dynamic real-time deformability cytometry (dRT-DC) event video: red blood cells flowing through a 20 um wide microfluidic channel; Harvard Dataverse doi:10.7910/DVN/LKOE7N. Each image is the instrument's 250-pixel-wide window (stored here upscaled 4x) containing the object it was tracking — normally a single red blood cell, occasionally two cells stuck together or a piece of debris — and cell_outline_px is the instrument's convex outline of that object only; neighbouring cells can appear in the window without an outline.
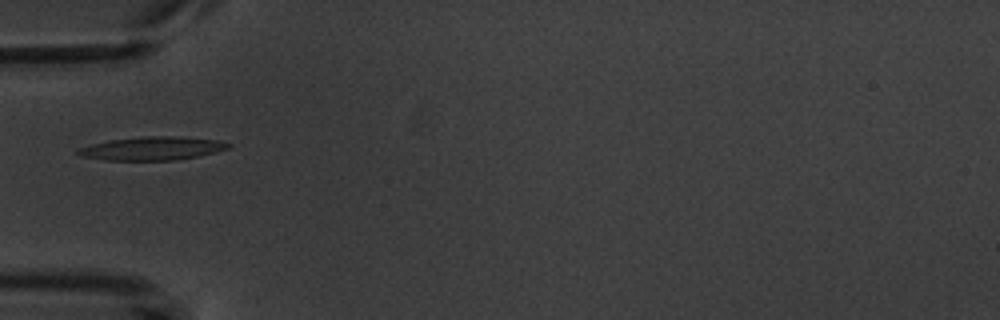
{"species": "common noctule bat (a hibernating species)", "species_latin": "Nyctalus noctula", "temperature_condition": "warm", "stored_images_in_passage": 12, "camera_frame_rate_fps": 3000, "um_per_image_px": 0.085, "animal": {"sex": "male", "body_mass_g": 20.1, "forearm_length_mm": 53.5}, "frame": {"image": 1, "passage_image": 3, "time_ms": 4.0, "image_size_px": [1000, 320], "cell_outline_px": [[232, 148], [216, 152], [196, 156], [172, 160], [104, 160], [80, 156], [76, 152], [76, 148], [108, 140], [144, 136], [172, 136], [220, 140], [232, 144]], "centroid_in_image_um": [12.93, 12.61], "position_along_channel_um": 72.1, "area_um2": 20.58}, "authors_computed_cell_mechanics": {"area_um2": 19.4786, "velocity_mm_per_s": 3.6441, "shape_relaxation_time_tau1_ms": 7.5978, "shape_relaxation_time_tau2_ms": null, "deformation_change_tau1": 0.2296, "deformation_change_tau2": null}}